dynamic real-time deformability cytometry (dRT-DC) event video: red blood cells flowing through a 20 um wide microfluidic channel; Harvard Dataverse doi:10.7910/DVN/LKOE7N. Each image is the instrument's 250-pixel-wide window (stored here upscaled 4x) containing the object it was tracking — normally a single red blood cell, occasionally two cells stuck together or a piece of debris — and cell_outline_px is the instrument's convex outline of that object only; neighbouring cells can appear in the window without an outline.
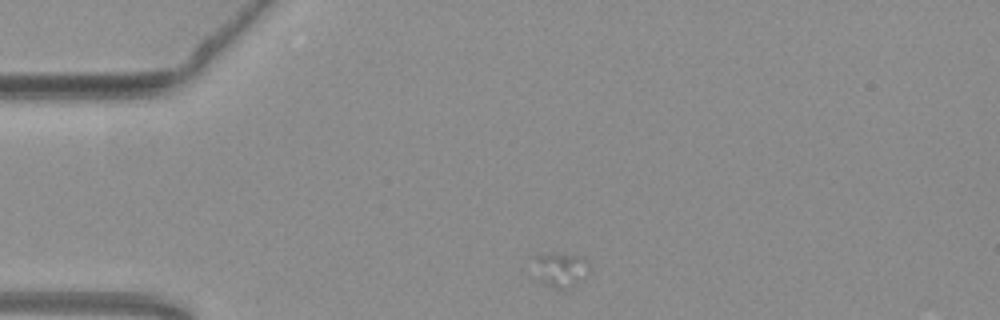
{"species": "common noctule bat (a hibernating species)", "species_latin": "Nyctalus noctula", "temperature_condition": "warm", "stored_images_in_passage": 13, "camera_frame_rate_fps": 3000, "um_per_image_px": 0.085, "animal": {"sex": "female", "body_mass_g": 19.3, "forearm_length_mm": 54.1}, "frame": {"image": 1, "passage_image": 1, "time_ms": 0.0, "image_size_px": [1000, 320], "cell_outline_px": [[588, 272], [584, 280], [572, 288], [552, 288], [544, 284], [532, 256], [548, 252], [556, 252], [584, 256], [588, 260]], "centroid_in_image_um": [47.73, 22.88], "position_along_channel_um": 37.3, "area_um2": 11.39}}